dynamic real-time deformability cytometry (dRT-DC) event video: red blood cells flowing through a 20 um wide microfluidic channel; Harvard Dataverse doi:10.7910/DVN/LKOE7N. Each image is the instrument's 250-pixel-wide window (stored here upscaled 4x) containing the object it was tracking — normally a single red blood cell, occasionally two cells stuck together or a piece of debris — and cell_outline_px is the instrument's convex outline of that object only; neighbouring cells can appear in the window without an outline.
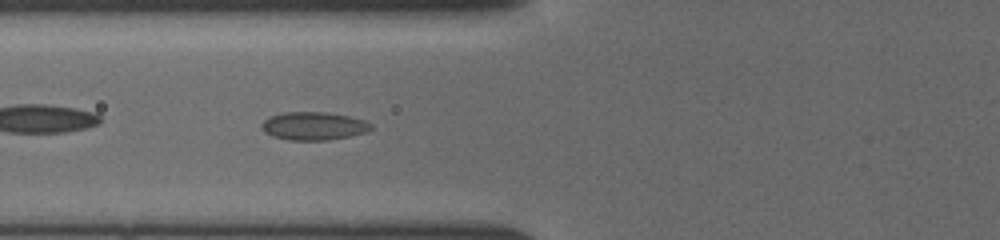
{"species": "common noctule bat (a hibernating species)", "species_latin": "Nyctalus noctula", "temperature_condition": "cold", "stored_images_in_passage": 34, "camera_frame_rate_fps": 3000, "um_per_image_px": 0.085, "animal": {"sex": "female", "body_mass_g": 19.5, "forearm_length_mm": 54.1}, "frame": {"image": 1, "passage_image": 5, "time_ms": 1.333, "image_size_px": [1000, 240], "cell_outline_px": [[372, 128], [368, 132], [328, 140], [288, 140], [272, 136], [264, 132], [260, 128], [264, 120], [268, 116], [284, 112], [324, 112], [348, 116], [364, 120], [372, 124]], "centroid_in_image_um": [26.63, 10.71], "position_along_channel_um": 99.2, "area_um2": 17.98}}
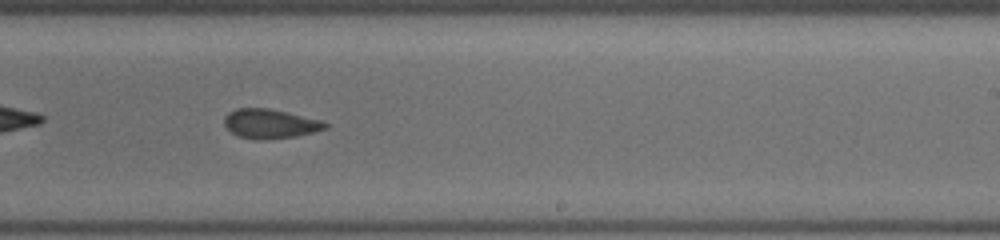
{"frame": {"image": 2, "passage_image": 17, "time_ms": 5.333, "image_size_px": [1000, 240], "cell_outline_px": [[328, 128], [296, 136], [264, 140], [260, 140], [236, 136], [224, 124], [224, 116], [228, 112], [236, 108], [268, 108], [320, 120], [328, 124]], "centroid_in_image_um": [22.92, 10.52], "position_along_channel_um": 266.1, "area_um2": 17.17}}
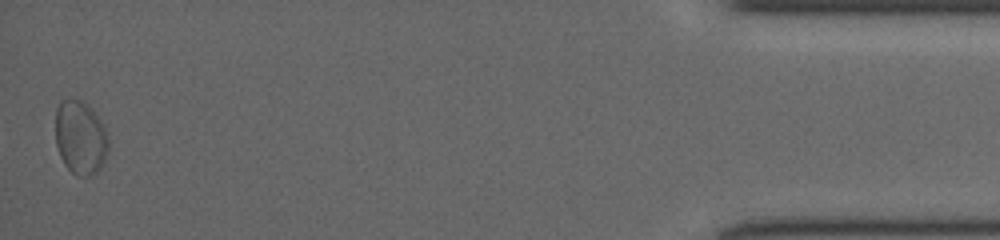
{"frame": {"image": 3, "passage_image": 34, "time_ms": 11.0, "image_size_px": [1000, 240], "cell_outline_px": [[108, 152], [100, 168], [96, 172], [88, 176], [76, 176], [64, 164], [60, 156], [56, 144], [56, 108], [60, 100], [80, 100], [100, 120], [104, 128], [108, 140]], "centroid_in_image_um": [6.81, 11.73], "position_along_channel_um": 428.4, "area_um2": 22.37}}